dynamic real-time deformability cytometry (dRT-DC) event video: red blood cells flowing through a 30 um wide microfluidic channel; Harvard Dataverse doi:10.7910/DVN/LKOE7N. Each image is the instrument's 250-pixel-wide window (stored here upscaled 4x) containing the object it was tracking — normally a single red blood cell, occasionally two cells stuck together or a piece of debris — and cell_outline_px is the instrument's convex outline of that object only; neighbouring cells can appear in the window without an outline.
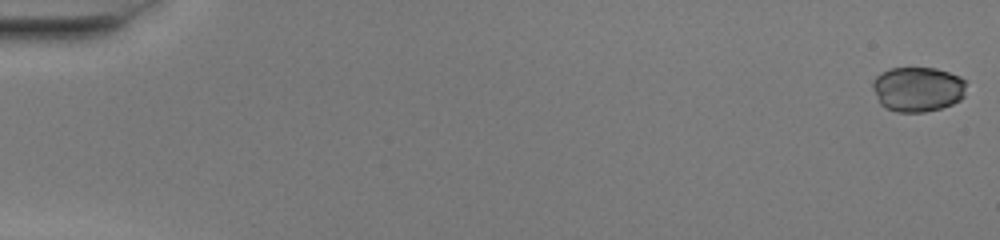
{"species": "common noctule bat (a hibernating species)", "species_latin": "Nyctalus noctula", "temperature_condition": "warm", "stored_images_in_passage": 52, "camera_frame_rate_fps": 3000, "um_per_image_px": 0.085, "animal": {"sex": "female", "body_mass_g": 20.0, "forearm_length_mm": 54.0}, "frame": {"image": 1, "passage_image": 1, "time_ms": 0.0, "image_size_px": [1000, 240], "cell_outline_px": [[964, 96], [960, 100], [952, 104], [940, 108], [924, 112], [896, 112], [884, 108], [880, 104], [872, 88], [872, 80], [880, 72], [888, 68], [936, 68], [960, 76], [964, 80]], "centroid_in_image_um": [77.96, 7.58], "position_along_channel_um": 7.0, "area_um2": 24.68}}
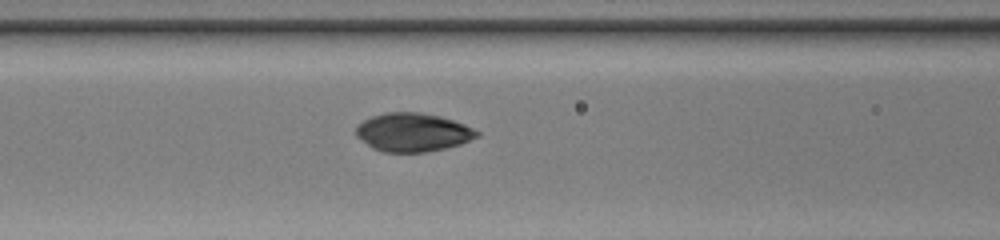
{"frame": {"image": 2, "passage_image": 23, "time_ms": 7.333, "image_size_px": [1000, 240], "cell_outline_px": [[480, 136], [460, 144], [444, 148], [424, 152], [384, 152], [372, 148], [360, 140], [356, 136], [356, 124], [372, 116], [384, 112], [420, 112], [440, 116], [464, 124], [480, 132]], "centroid_in_image_um": [35.06, 11.24], "position_along_channel_um": 131.5, "area_um2": 27.22}}
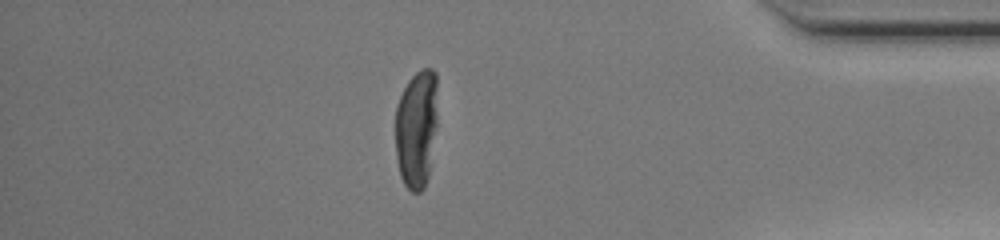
{"frame": {"image": 3, "passage_image": 45, "time_ms": 14.667, "image_size_px": [1000, 240], "cell_outline_px": [[436, 128], [428, 176], [424, 188], [420, 192], [412, 192], [404, 184], [400, 176], [396, 160], [396, 104], [408, 80], [420, 68], [432, 68], [436, 72]], "centroid_in_image_um": [35.39, 10.92], "position_along_channel_um": 399.8, "area_um2": 29.25}, "authors_computed_cell_mechanics": {"area_um2": 27.4839, "velocity_mm_per_s": 4.0878, "shape_relaxation_time_tau1_ms": 7.5806, "shape_relaxation_time_tau2_ms": 1.1619, "deformation_change_tau1": 0.2383, "deformation_change_tau2": 0.0331}}